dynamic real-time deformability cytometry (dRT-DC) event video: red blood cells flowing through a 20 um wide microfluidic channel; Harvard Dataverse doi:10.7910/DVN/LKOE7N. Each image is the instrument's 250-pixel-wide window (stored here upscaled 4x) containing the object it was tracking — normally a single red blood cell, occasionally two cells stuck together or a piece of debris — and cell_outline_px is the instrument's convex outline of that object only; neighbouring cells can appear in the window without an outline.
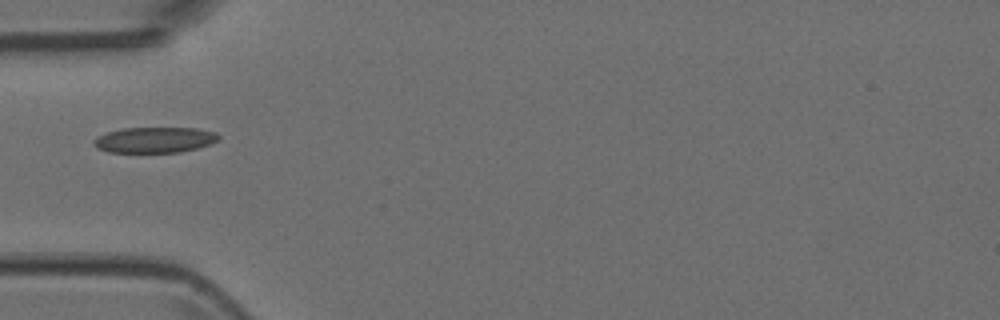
{"species": "Egyptian fruit bat (a non-hibernating species)", "species_latin": "Rousettus aegyptiacus", "temperature_condition": "room temperature", "stored_images_in_passage": 1, "camera_frame_rate_fps": 3000, "um_per_image_px": 0.085, "animal": {"sex": "female"}, "frame": {"image": 1, "passage_image": 1, "time_ms": 0.0, "image_size_px": [1000, 320], "cell_outline_px": [[220, 140], [212, 144], [180, 152], [108, 152], [96, 148], [92, 144], [92, 140], [96, 136], [108, 132], [124, 128], [196, 128], [216, 132], [220, 136]], "centroid_in_image_um": [13.14, 11.89], "position_along_channel_um": 71.9, "area_um2": 18.84}}